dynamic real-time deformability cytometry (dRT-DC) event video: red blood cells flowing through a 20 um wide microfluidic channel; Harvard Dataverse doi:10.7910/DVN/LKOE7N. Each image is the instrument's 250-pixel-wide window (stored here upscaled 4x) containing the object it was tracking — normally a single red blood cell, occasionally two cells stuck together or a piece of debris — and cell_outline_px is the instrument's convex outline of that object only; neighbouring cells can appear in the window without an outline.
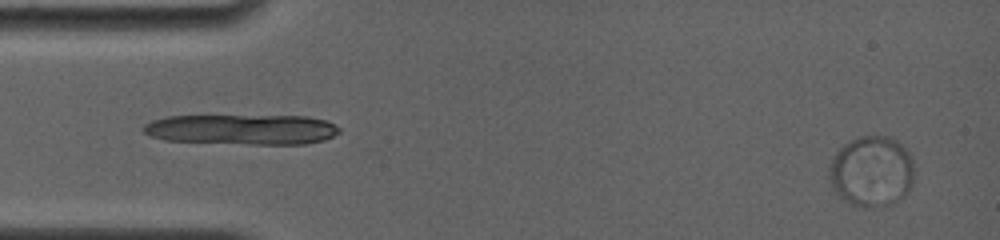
{"species": "common noctule bat (a hibernating species)", "species_latin": "Nyctalus noctula", "temperature_condition": "room temperature", "stored_images_in_passage": 50, "camera_frame_rate_fps": 4000, "um_per_image_px": 0.085, "animal": {"sex": "female", "body_mass_g": 19.0, "forearm_length_mm": 56.7}, "frame": {"image": 1, "passage_image": 2, "time_ms": 0.5, "image_size_px": [1000, 240], "cell_outline_px": [[916, 172], [912, 184], [904, 192], [868, 204], [856, 204], [840, 196], [832, 184], [828, 176], [828, 168], [832, 160], [840, 148], [844, 144], [852, 140], [864, 136], [884, 136], [892, 140], [908, 156]], "centroid_in_image_um": [74.01, 14.46], "position_along_channel_um": 11.0, "area_um2": 32.25}}
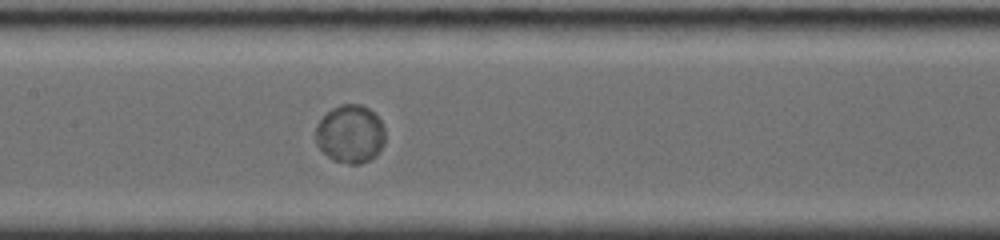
{"frame": {"image": 2, "passage_image": 24, "time_ms": 7.75, "image_size_px": [1000, 240], "cell_outline_px": [[384, 144], [376, 156], [360, 164], [348, 164], [336, 160], [328, 156], [316, 144], [316, 124], [332, 108], [340, 104], [360, 104], [368, 108], [384, 124]], "centroid_in_image_um": [29.78, 11.38], "position_along_channel_um": 177.6, "area_um2": 23.47}}
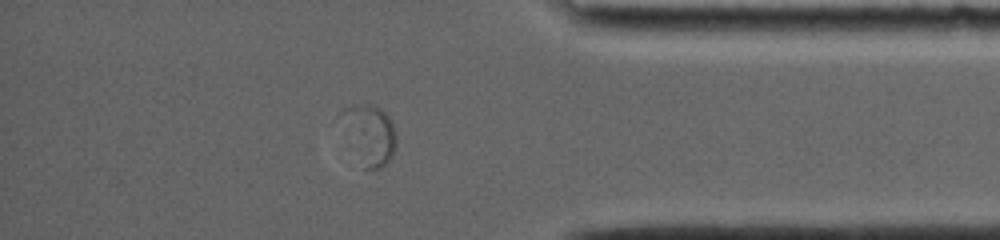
{"frame": {"image": 3, "passage_image": 43, "time_ms": 14.0, "image_size_px": [1000, 240], "cell_outline_px": [[396, 148], [392, 156], [380, 168], [364, 168], [332, 120], [340, 108], [356, 104], [372, 104], [380, 108], [388, 116], [396, 132]], "centroid_in_image_um": [31.23, 11.35], "position_along_channel_um": 404.0, "area_um2": 20.52}}